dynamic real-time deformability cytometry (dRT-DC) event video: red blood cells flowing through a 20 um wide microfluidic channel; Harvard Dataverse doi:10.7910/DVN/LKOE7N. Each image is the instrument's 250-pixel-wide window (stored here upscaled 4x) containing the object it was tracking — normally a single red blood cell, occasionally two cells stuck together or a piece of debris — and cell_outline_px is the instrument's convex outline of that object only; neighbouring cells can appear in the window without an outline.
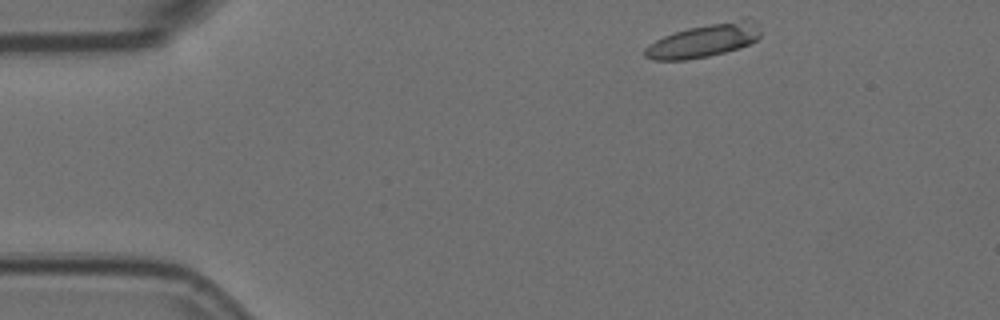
{"species": "Egyptian fruit bat (a non-hibernating species)", "species_latin": "Rousettus aegyptiacus", "temperature_condition": "room temperature", "stored_images_in_passage": 4, "camera_frame_rate_fps": 3000, "um_per_image_px": 0.085, "animal": {"sex": "female"}, "frame": {"image": 1, "passage_image": 1, "time_ms": 0.0, "image_size_px": [1000, 320], "cell_outline_px": [[760, 36], [756, 40], [740, 48], [708, 56], [684, 60], [652, 60], [644, 56], [644, 48], [648, 44], [664, 36], [688, 28], [712, 24], [744, 20], [756, 24], [760, 32]], "centroid_in_image_um": [59.74, 3.5], "position_along_channel_um": 25.3, "area_um2": 21.68}}
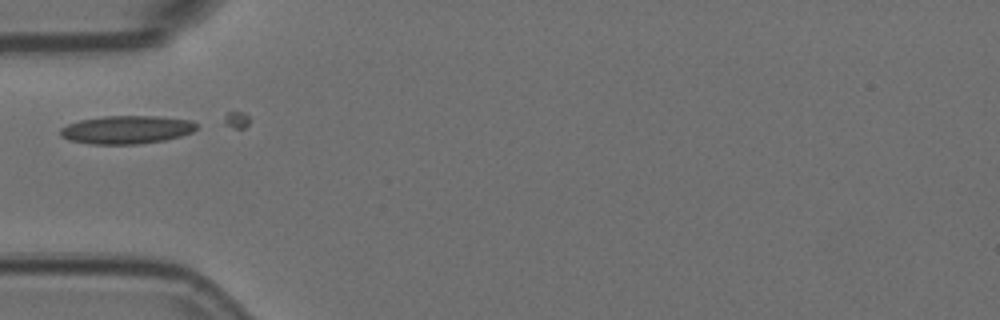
{"frame": {"image": 2, "passage_image": 4, "time_ms": 1.0, "image_size_px": [1000, 320], "cell_outline_px": [[196, 128], [192, 132], [180, 136], [164, 140], [136, 144], [88, 144], [68, 140], [60, 136], [60, 128], [68, 124], [80, 120], [104, 116], [156, 116], [192, 120], [196, 124]], "centroid_in_image_um": [10.73, 11.02], "position_along_channel_um": 74.3, "area_um2": 22.37}}